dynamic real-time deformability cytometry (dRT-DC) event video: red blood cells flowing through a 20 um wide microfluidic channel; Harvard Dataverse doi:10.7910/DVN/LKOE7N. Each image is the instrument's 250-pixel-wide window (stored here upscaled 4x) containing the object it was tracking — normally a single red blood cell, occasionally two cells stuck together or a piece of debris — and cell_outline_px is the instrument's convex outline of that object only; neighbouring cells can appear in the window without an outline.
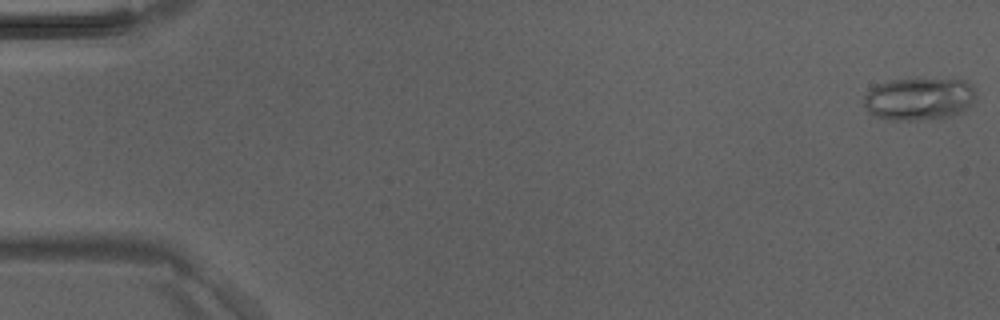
{"species": "Egyptian fruit bat (a non-hibernating species)", "species_latin": "Rousettus aegyptiacus", "temperature_condition": "room temperature", "stored_images_in_passage": 47, "camera_frame_rate_fps": 3000, "um_per_image_px": 0.085, "animal": {"sex": "male"}, "frame": {"image": 1, "passage_image": 1, "time_ms": 0.0, "image_size_px": [1000, 320], "cell_outline_px": [[976, 96], [972, 104], [964, 112], [948, 116], [916, 120], [888, 120], [876, 116], [868, 112], [864, 104], [864, 96], [876, 84], [888, 80], [916, 76], [964, 80], [972, 84], [976, 88]], "centroid_in_image_um": [78.15, 8.35], "position_along_channel_um": 6.8, "area_um2": 28.84}}
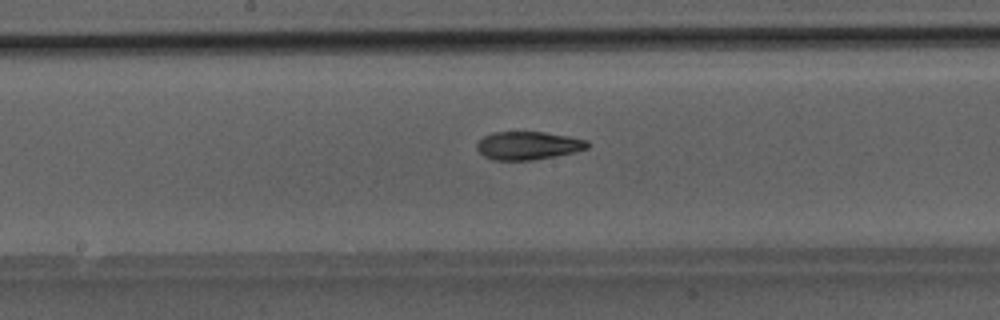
{"frame": {"image": 2, "passage_image": 25, "time_ms": 8.0, "image_size_px": [1000, 320], "cell_outline_px": [[592, 144], [588, 148], [576, 152], [532, 160], [492, 160], [484, 156], [476, 148], [476, 144], [484, 136], [492, 132], [544, 132], [568, 136], [588, 140]], "centroid_in_image_um": [44.91, 12.37], "position_along_channel_um": 203.3, "area_um2": 18.26}}
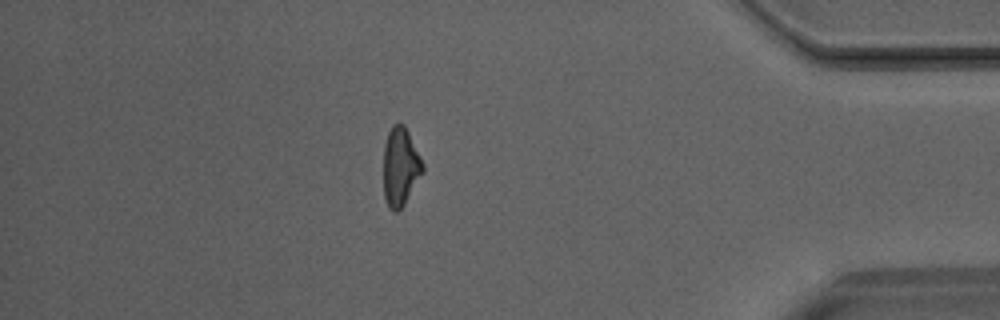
{"frame": {"image": 3, "passage_image": 41, "time_ms": 13.333, "image_size_px": [1000, 320], "cell_outline_px": [[424, 172], [404, 204], [396, 212], [392, 212], [388, 208], [384, 196], [384, 144], [388, 132], [392, 124], [404, 124], [424, 164]], "centroid_in_image_um": [34.03, 14.19], "position_along_channel_um": 401.2, "area_um2": 17.98}}